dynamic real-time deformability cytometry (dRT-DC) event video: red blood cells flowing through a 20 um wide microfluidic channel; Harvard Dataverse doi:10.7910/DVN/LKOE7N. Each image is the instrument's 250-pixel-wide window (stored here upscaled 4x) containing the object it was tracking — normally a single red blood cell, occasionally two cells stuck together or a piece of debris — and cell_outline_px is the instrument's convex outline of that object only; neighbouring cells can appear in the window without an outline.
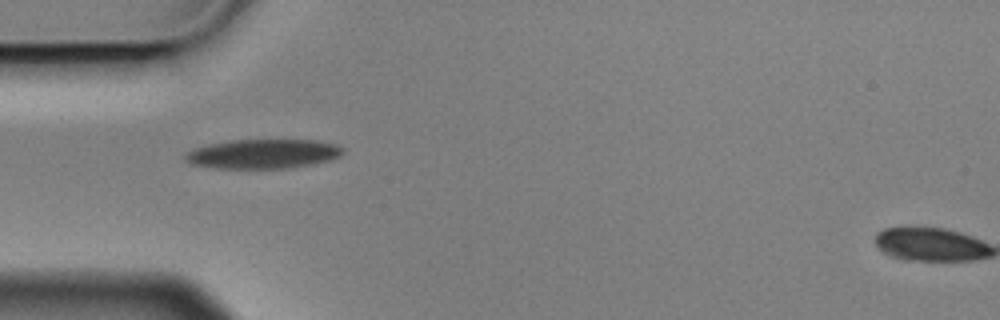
{"species": "Egyptian fruit bat (a non-hibernating species)", "species_latin": "Rousettus aegyptiacus", "temperature_condition": "cold", "stored_images_in_passage": 3, "camera_frame_rate_fps": 3000, "um_per_image_px": 0.085, "animal": {"sex": "male"}, "frame": {"image": 1, "passage_image": 1, "time_ms": 0.0, "image_size_px": [1000, 320], "cell_outline_px": [[344, 152], [340, 156], [328, 160], [288, 168], [216, 168], [192, 164], [184, 160], [184, 156], [192, 148], [208, 144], [232, 140], [316, 140], [336, 144], [344, 148]], "centroid_in_image_um": [22.33, 13.07], "position_along_channel_um": 62.7, "area_um2": 26.88}}
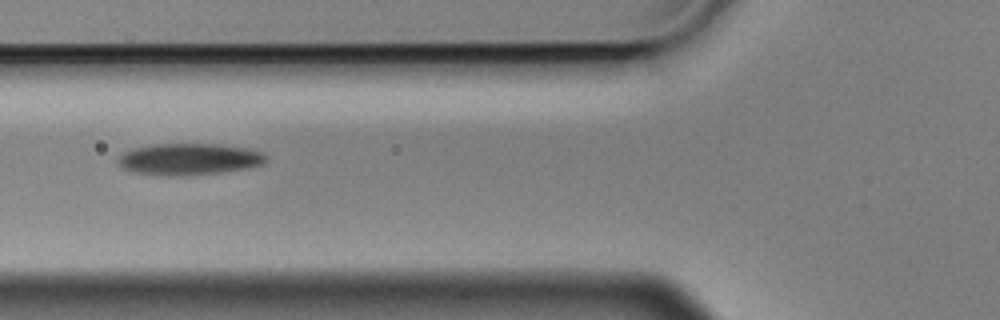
{"frame": {"image": 2, "passage_image": 2, "time_ms": 0.333, "image_size_px": [1000, 320], "cell_outline_px": [[268, 160], [264, 164], [248, 168], [220, 172], [180, 176], [168, 176], [136, 172], [124, 168], [116, 160], [124, 152], [136, 148], [156, 144], [216, 144], [248, 148], [260, 152], [268, 156]], "centroid_in_image_um": [16.13, 13.53], "position_along_channel_um": 109.7, "area_um2": 27.05}}
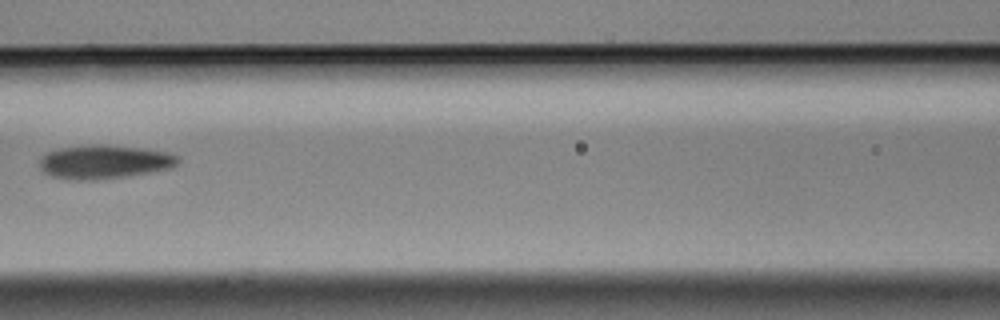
{"frame": {"image": 3, "passage_image": 3, "time_ms": 0.667, "image_size_px": [1000, 320], "cell_outline_px": [[180, 160], [176, 164], [168, 168], [148, 172], [124, 176], [96, 180], [72, 180], [52, 176], [44, 172], [40, 168], [40, 156], [48, 152], [60, 148], [88, 144], [104, 144], [144, 148], [168, 152], [176, 156]], "centroid_in_image_um": [8.82, 13.74], "position_along_channel_um": 157.8, "area_um2": 27.17}}